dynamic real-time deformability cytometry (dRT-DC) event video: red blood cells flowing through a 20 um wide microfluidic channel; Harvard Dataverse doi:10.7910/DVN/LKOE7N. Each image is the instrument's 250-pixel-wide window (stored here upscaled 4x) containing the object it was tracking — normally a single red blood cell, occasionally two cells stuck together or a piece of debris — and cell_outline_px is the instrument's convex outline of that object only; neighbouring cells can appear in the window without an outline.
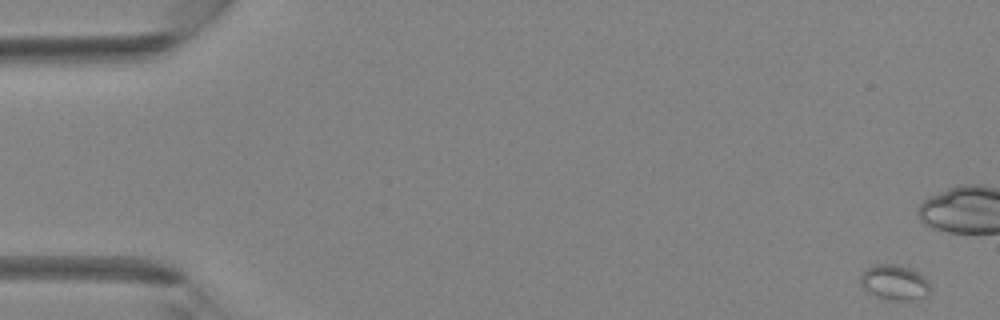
{"species": "Egyptian fruit bat (a non-hibernating species)", "species_latin": "Rousettus aegyptiacus", "temperature_condition": "room temperature", "stored_images_in_passage": 6, "camera_frame_rate_fps": 3000, "um_per_image_px": 0.085, "animal": {"sex": "female"}, "frame": {"image": 1, "passage_image": 1, "time_ms": 0.0, "image_size_px": [1000, 320], "cell_outline_px": [[932, 292], [928, 296], [912, 300], [888, 300], [868, 292], [860, 284], [860, 276], [868, 268], [876, 264], [896, 264], [908, 268], [924, 276], [928, 280]], "centroid_in_image_um": [76.08, 24.02], "position_along_channel_um": 8.9, "area_um2": 14.33}}